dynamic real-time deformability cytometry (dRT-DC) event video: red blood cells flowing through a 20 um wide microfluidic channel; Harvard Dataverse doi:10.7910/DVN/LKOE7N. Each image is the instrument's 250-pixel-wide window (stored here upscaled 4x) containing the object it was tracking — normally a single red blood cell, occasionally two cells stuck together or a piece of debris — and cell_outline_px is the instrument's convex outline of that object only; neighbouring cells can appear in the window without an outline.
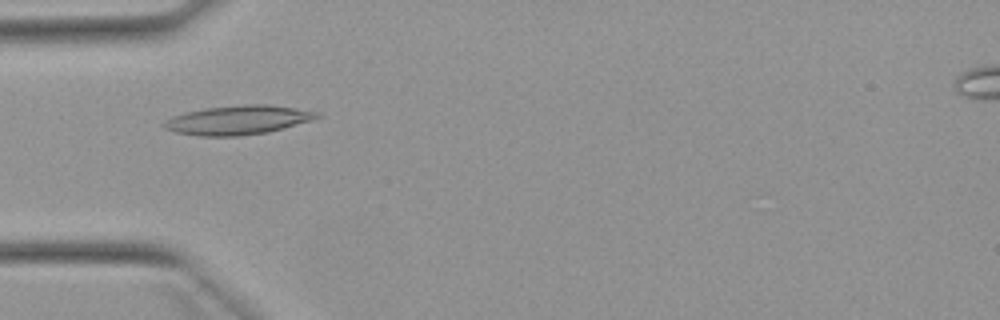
{"species": "Egyptian fruit bat (a non-hibernating species)", "species_latin": "Rousettus aegyptiacus", "temperature_condition": "warm", "stored_images_in_passage": 52, "camera_frame_rate_fps": 3000, "um_per_image_px": 0.085, "animal": {"sex": "female"}, "frame": {"image": 1, "passage_image": 16, "time_ms": 5.0, "image_size_px": [1000, 320], "cell_outline_px": [[320, 116], [312, 120], [268, 132], [236, 136], [200, 136], [176, 132], [164, 128], [160, 124], [172, 116], [184, 112], [204, 108], [244, 104], [268, 104], [320, 112]], "centroid_in_image_um": [20.19, 10.19], "position_along_channel_um": 64.8, "area_um2": 25.95}}
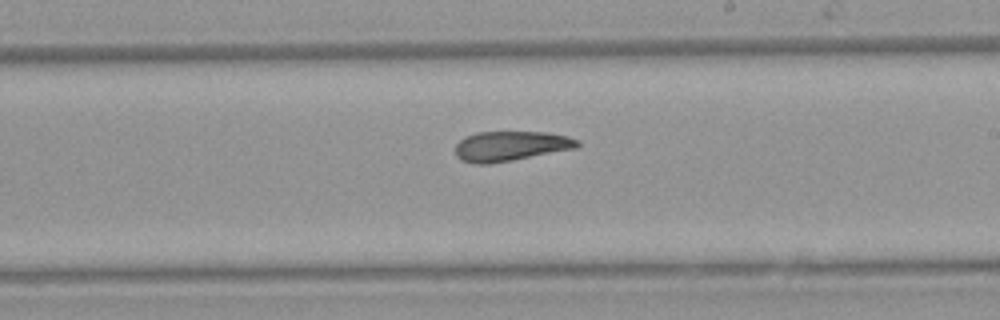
{"frame": {"image": 2, "passage_image": 30, "time_ms": 9.667, "image_size_px": [1000, 320], "cell_outline_px": [[580, 144], [576, 148], [512, 160], [488, 164], [476, 164], [460, 160], [456, 156], [456, 144], [464, 136], [476, 132], [548, 132], [568, 136], [580, 140]], "centroid_in_image_um": [43.39, 12.41], "position_along_channel_um": 245.6, "area_um2": 21.33}}
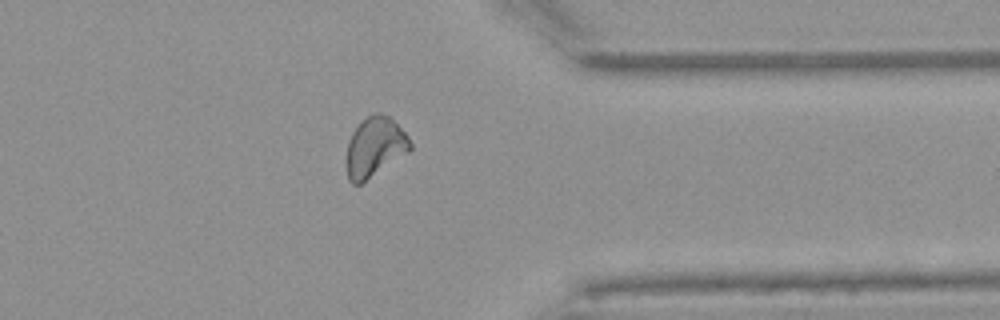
{"frame": {"image": 3, "passage_image": 41, "time_ms": 13.333, "image_size_px": [1000, 320], "cell_outline_px": [[412, 148], [408, 152], [360, 184], [352, 184], [348, 180], [348, 140], [352, 132], [360, 120], [372, 112], [380, 112], [388, 116], [408, 136], [412, 144]], "centroid_in_image_um": [31.86, 12.46], "position_along_channel_um": 379.5, "area_um2": 21.91}, "authors_computed_cell_mechanics": {"area_um2": 22.5998, "velocity_mm_per_s": 3.8926, "shape_relaxation_time_tau1_ms": null, "shape_relaxation_time_tau2_ms": 2.938, "deformation_change_tau1": null, "deformation_change_tau2": 0.0939}}